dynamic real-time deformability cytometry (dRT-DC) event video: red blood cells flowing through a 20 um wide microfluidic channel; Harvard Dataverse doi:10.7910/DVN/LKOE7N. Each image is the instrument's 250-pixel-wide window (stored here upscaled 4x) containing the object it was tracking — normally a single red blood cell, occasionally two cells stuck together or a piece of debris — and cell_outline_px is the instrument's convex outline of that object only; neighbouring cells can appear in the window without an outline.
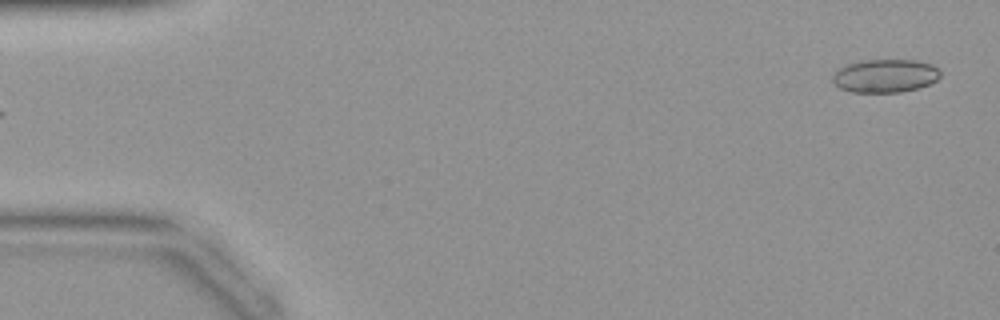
{"species": "common noctule bat (a hibernating species)", "species_latin": "Nyctalus noctula", "temperature_condition": "warm", "stored_images_in_passage": 10, "camera_frame_rate_fps": 3000, "um_per_image_px": 0.085, "animal": {"sex": "female", "body_mass_g": 19.9}, "frame": {"image": 1, "passage_image": 1, "time_ms": 0.0, "image_size_px": [1000, 320], "cell_outline_px": [[940, 76], [936, 80], [920, 88], [900, 92], [852, 92], [840, 88], [832, 84], [832, 76], [840, 68], [848, 64], [860, 60], [916, 60], [932, 64], [940, 72]], "centroid_in_image_um": [75.22, 6.45], "position_along_channel_um": 9.8, "area_um2": 20.92}}